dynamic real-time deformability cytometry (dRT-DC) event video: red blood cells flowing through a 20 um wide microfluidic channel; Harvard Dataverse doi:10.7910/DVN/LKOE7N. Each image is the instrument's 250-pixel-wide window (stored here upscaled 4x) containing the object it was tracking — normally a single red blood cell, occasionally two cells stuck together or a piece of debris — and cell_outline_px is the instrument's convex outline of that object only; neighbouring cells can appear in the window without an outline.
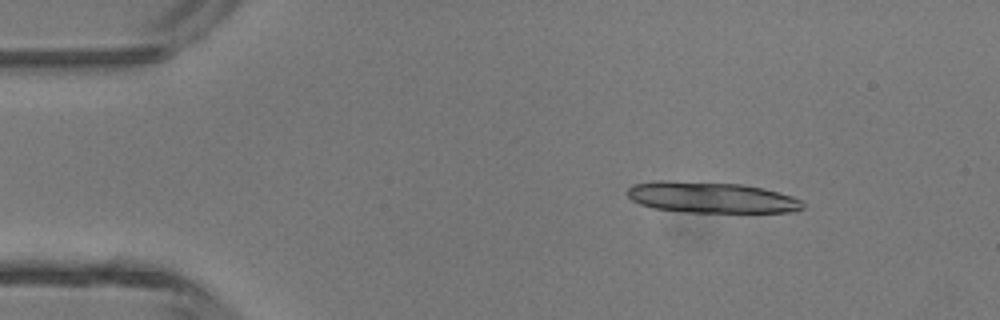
{"species": "common noctule bat (a hibernating species)", "species_latin": "Nyctalus noctula", "temperature_condition": "room temperature", "stored_images_in_passage": 3, "camera_frame_rate_fps": 3000, "um_per_image_px": 0.085, "animal": {"sex": "male", "body_mass_g": 13.3}, "frame": {"image": 1, "passage_image": 1, "time_ms": 0.0, "image_size_px": [1000, 320], "cell_outline_px": [[804, 208], [796, 212], [684, 212], [652, 208], [640, 204], [632, 200], [628, 196], [628, 188], [632, 184], [656, 180], [668, 180], [744, 184], [764, 188], [792, 196], [800, 200], [804, 204]], "centroid_in_image_um": [60.45, 16.78], "position_along_channel_um": 24.6, "area_um2": 32.02}}